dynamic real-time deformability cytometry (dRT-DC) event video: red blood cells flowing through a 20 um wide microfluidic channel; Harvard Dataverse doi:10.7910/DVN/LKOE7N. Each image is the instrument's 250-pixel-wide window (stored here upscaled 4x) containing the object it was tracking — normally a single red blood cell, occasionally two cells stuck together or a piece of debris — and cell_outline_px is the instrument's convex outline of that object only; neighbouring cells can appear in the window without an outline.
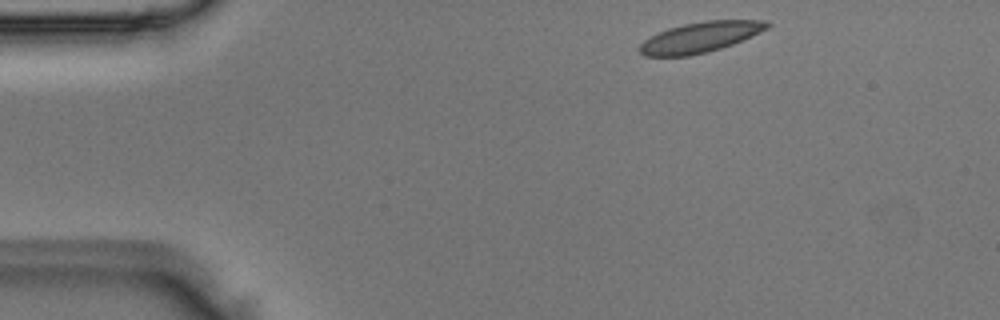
{"species": "Egyptian fruit bat (a non-hibernating species)", "species_latin": "Rousettus aegyptiacus", "temperature_condition": "room temperature", "stored_images_in_passage": 3, "camera_frame_rate_fps": 3000, "um_per_image_px": 0.085, "animal": {"sex": "male"}, "frame": {"image": 1, "passage_image": 1, "time_ms": 0.0, "image_size_px": [1000, 320], "cell_outline_px": [[772, 24], [768, 28], [760, 32], [732, 44], [708, 52], [688, 56], [644, 56], [640, 52], [640, 44], [644, 40], [668, 28], [684, 24], [704, 20], [764, 20]], "centroid_in_image_um": [59.53, 3.16], "position_along_channel_um": 25.5, "area_um2": 22.43}}
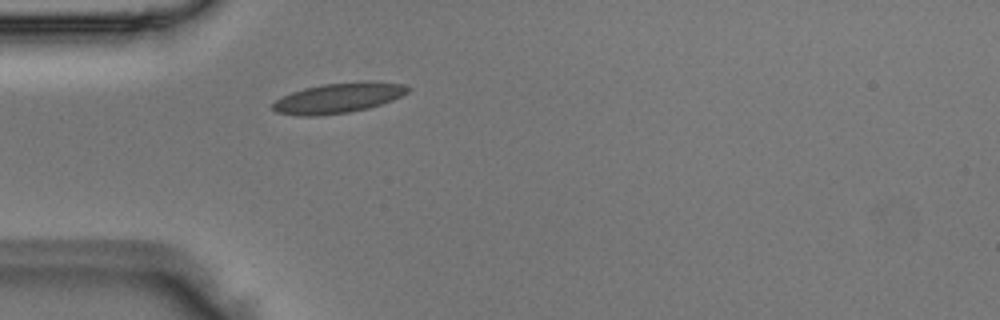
{"frame": {"image": 2, "passage_image": 3, "time_ms": 0.667, "image_size_px": [1000, 320], "cell_outline_px": [[412, 88], [408, 92], [392, 100], [368, 108], [348, 112], [316, 116], [300, 116], [276, 112], [272, 108], [272, 104], [280, 96], [304, 88], [324, 84], [360, 80], [372, 80], [404, 84]], "centroid_in_image_um": [28.77, 8.3], "position_along_channel_um": 56.2, "area_um2": 23.99}}